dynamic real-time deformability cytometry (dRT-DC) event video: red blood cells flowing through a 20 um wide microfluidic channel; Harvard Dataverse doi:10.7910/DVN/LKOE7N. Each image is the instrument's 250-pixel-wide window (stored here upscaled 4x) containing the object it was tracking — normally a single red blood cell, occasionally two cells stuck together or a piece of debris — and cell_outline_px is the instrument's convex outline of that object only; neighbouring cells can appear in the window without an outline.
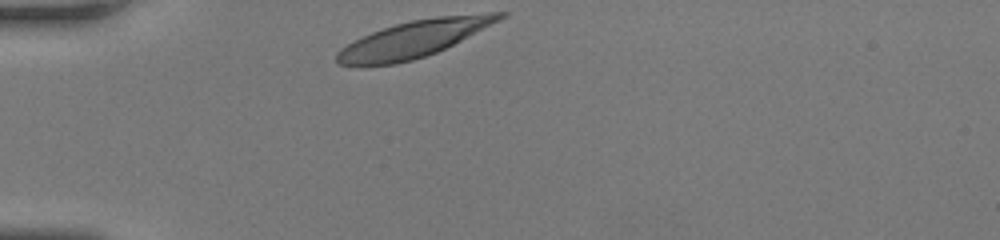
{"species": "human", "species_latin": "Homo sapiens", "temperature_condition": "room temperature", "stored_images_in_passage": 28, "camera_frame_rate_fps": 3000, "um_per_image_px": 0.085, "donor": {"sex": "female"}, "frame": {"image": 1, "passage_image": 1, "time_ms": 0.0, "image_size_px": [1000, 240], "cell_outline_px": [[508, 16], [436, 52], [412, 60], [396, 64], [336, 64], [336, 52], [340, 48], [372, 32], [396, 24], [412, 20], [436, 16], [488, 12], [508, 12]], "centroid_in_image_um": [35.22, 3.28], "position_along_channel_um": 49.8, "area_um2": 34.1}}
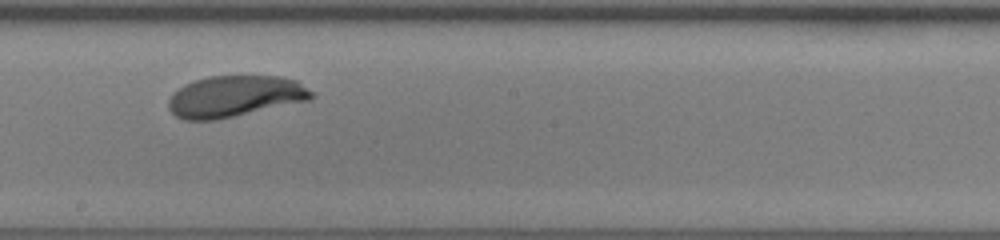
{"frame": {"image": 2, "passage_image": 16, "time_ms": 5.0, "image_size_px": [1000, 240], "cell_outline_px": [[316, 96], [312, 100], [216, 120], [184, 120], [176, 116], [168, 108], [168, 100], [172, 92], [184, 84], [192, 80], [208, 76], [280, 76], [296, 80], [316, 92]], "centroid_in_image_um": [19.99, 8.18], "position_along_channel_um": 228.2, "area_um2": 35.03}}
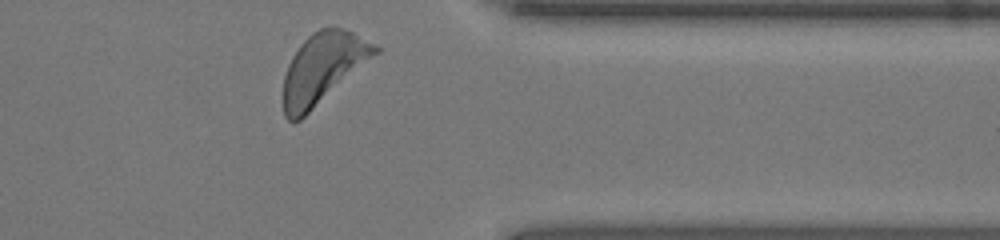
{"frame": {"image": 3, "passage_image": 28, "time_ms": 9.0, "image_size_px": [1000, 240], "cell_outline_px": [[380, 52], [300, 120], [288, 120], [284, 116], [284, 76], [288, 64], [292, 56], [300, 44], [312, 32], [320, 28], [344, 28], [352, 32], [380, 48]], "centroid_in_image_um": [27.44, 5.79], "position_along_channel_um": 384.0, "area_um2": 37.17}, "authors_computed_cell_mechanics": {"area_um2": 34.9401, "velocity_mm_per_s": 4.0726, "shape_relaxation_time_tau1_ms": 2.2429, "shape_relaxation_time_tau2_ms": null, "deformation_change_tau1": 0.1516, "deformation_change_tau2": null}}